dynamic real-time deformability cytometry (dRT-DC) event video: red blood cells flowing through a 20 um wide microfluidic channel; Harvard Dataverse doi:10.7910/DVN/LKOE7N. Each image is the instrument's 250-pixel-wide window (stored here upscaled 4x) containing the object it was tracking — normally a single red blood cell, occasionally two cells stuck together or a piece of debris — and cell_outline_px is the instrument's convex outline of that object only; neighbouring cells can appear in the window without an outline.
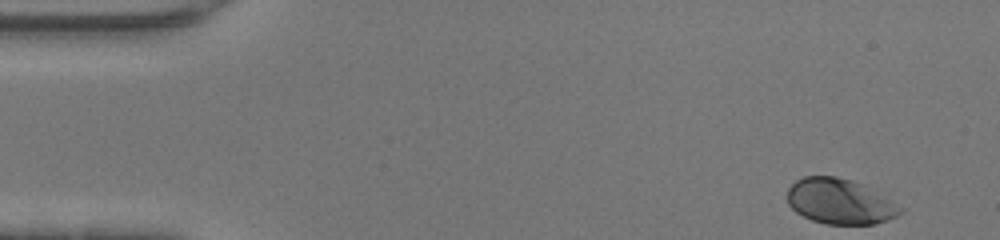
{"species": "human", "species_latin": "Homo sapiens", "temperature_condition": "warm", "stored_images_in_passage": 44, "camera_frame_rate_fps": 3000, "um_per_image_px": 0.085, "donor": {"sex": "female"}, "frame": {"image": 1, "passage_image": 1, "time_ms": 0.0, "image_size_px": [1000, 240], "cell_outline_px": [[904, 208], [896, 216], [888, 220], [876, 224], [824, 224], [812, 220], [796, 212], [788, 204], [788, 188], [796, 180], [804, 176], [836, 176], [852, 180], [864, 184]], "centroid_in_image_um": [71.39, 17.12], "position_along_channel_um": 13.6, "area_um2": 29.88}}
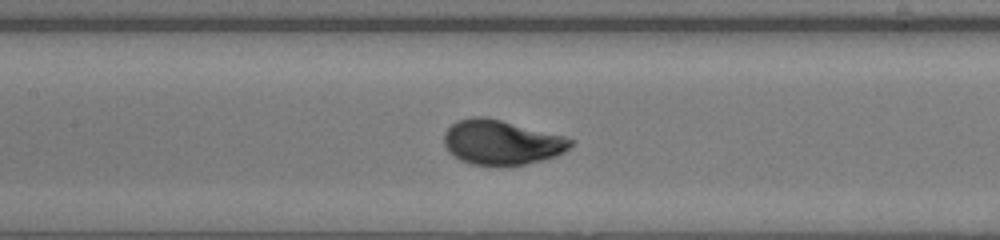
{"frame": {"image": 2, "passage_image": 19, "time_ms": 6.0, "image_size_px": [1000, 240], "cell_outline_px": [[576, 140], [564, 152], [556, 156], [528, 164], [500, 168], [496, 168], [472, 164], [460, 160], [448, 152], [444, 144], [444, 132], [456, 120], [472, 116], [484, 116], [564, 136]], "centroid_in_image_um": [42.61, 12.13], "position_along_channel_um": 164.8, "area_um2": 33.58}}
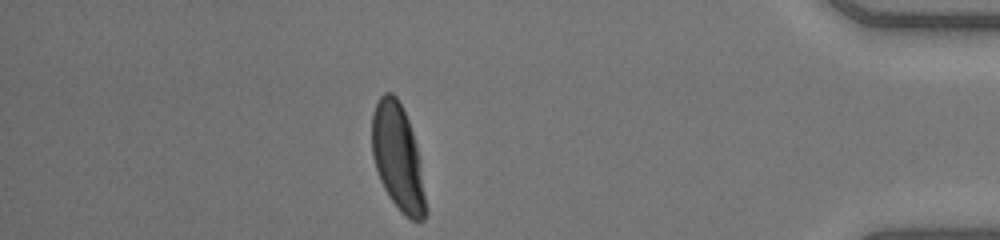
{"frame": {"image": 3, "passage_image": 38, "time_ms": 12.333, "image_size_px": [1000, 240], "cell_outline_px": [[428, 212], [424, 220], [412, 220], [404, 216], [400, 212], [388, 196], [380, 180], [372, 156], [372, 112], [380, 96], [384, 92], [392, 92], [396, 96], [408, 120], [412, 132], [416, 148]], "centroid_in_image_um": [33.79, 13.41], "position_along_channel_um": 401.4, "area_um2": 32.95}, "authors_computed_cell_mechanics": {"area_um2": 32.8304, "velocity_mm_per_s": 4.4513, "shape_relaxation_time_tau1_ms": 2.1737, "shape_relaxation_time_tau2_ms": null, "deformation_change_tau1": 0.1451, "deformation_change_tau2": null}}